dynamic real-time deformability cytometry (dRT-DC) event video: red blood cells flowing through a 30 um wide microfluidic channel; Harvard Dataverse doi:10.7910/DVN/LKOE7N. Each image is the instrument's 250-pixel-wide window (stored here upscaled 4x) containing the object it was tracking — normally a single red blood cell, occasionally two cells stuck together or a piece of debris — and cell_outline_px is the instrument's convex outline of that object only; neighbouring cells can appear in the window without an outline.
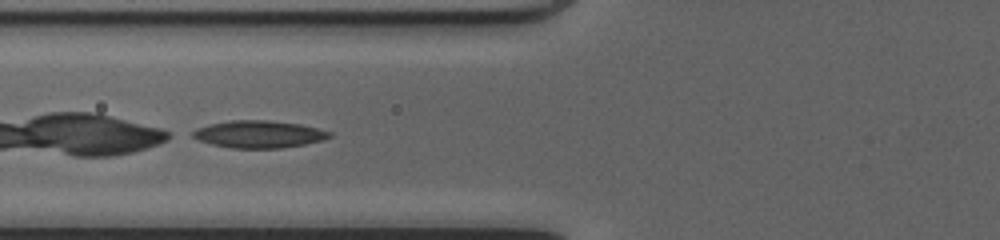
{"species": "common noctule bat (a hibernating species)", "species_latin": "Nyctalus noctula", "temperature_condition": "cold", "stored_images_in_passage": 39, "camera_frame_rate_fps": 3000, "um_per_image_px": 0.085, "animal": {"sex": "female", "body_mass_g": 20.0, "forearm_length_mm": 54.0}, "frame": {"image": 1, "passage_image": 15, "time_ms": 4.667, "image_size_px": [1000, 240], "cell_outline_px": [[332, 136], [324, 140], [304, 144], [280, 148], [232, 148], [212, 144], [200, 140], [192, 136], [188, 132], [196, 128], [212, 124], [232, 120], [268, 120], [300, 124], [332, 132]], "centroid_in_image_um": [22.0, 11.4], "position_along_channel_um": 103.8, "area_um2": 21.68}}
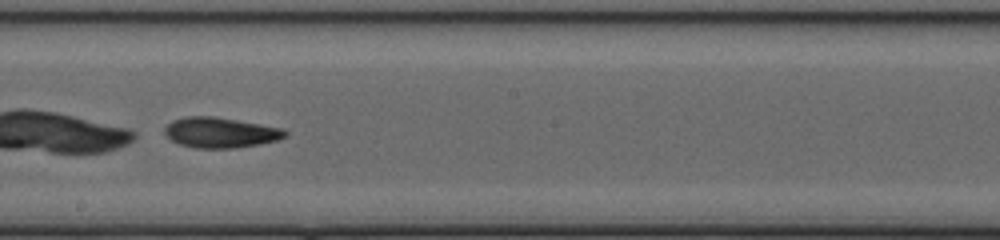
{"frame": {"image": 2, "passage_image": 24, "time_ms": 7.667, "image_size_px": [1000, 240], "cell_outline_px": [[288, 132], [284, 136], [276, 140], [260, 144], [236, 148], [196, 148], [180, 144], [172, 140], [164, 132], [164, 128], [172, 120], [188, 116], [212, 116], [260, 124], [280, 128]], "centroid_in_image_um": [18.7, 11.27], "position_along_channel_um": 229.5, "area_um2": 21.04}}
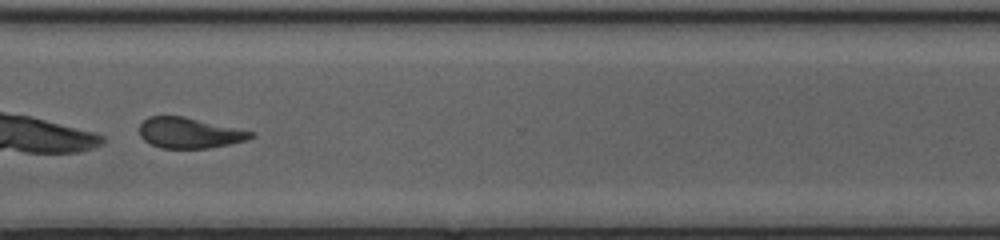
{"frame": {"image": 3, "passage_image": 33, "time_ms": 10.667, "image_size_px": [1000, 240], "cell_outline_px": [[256, 136], [248, 140], [208, 148], [160, 148], [144, 140], [140, 136], [140, 124], [148, 116], [184, 116], [256, 132]], "centroid_in_image_um": [16.13, 11.29], "position_along_channel_um": 354.5, "area_um2": 19.94}, "authors_computed_cell_mechanics": {"area_um2": 21.5594, "velocity_mm_per_s": 4.1741, "shape_relaxation_time_tau1_ms": 0.9807, "shape_relaxation_time_tau2_ms": 11.0241, "deformation_change_tau1": 0.23, "deformation_change_tau2": 0.247}}